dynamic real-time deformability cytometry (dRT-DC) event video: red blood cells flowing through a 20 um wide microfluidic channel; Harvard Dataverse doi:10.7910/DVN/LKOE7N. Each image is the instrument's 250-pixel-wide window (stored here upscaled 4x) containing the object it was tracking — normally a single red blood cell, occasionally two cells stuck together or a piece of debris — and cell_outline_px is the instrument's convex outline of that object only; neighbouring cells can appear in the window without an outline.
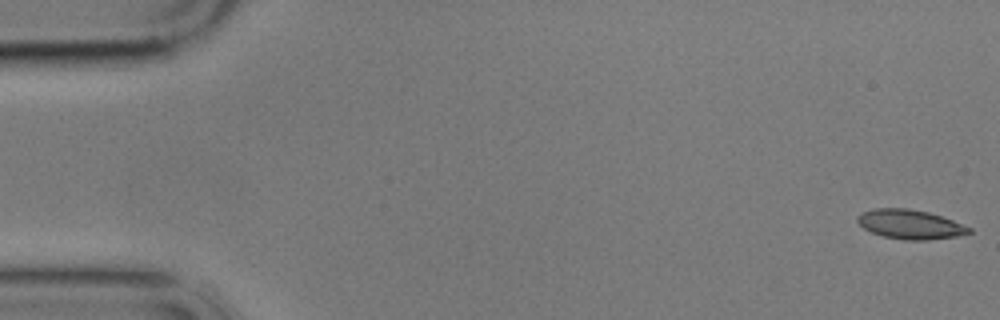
{"species": "common noctule bat (a hibernating species)", "species_latin": "Nyctalus noctula", "temperature_condition": "cold", "stored_images_in_passage": 30, "camera_frame_rate_fps": 3000, "um_per_image_px": 0.085, "animal": {"sex": "male", "body_mass_g": 17.9}, "frame": {"image": 1, "passage_image": 1, "time_ms": 0.0, "image_size_px": [1000, 320], "cell_outline_px": [[972, 232], [956, 236], [928, 240], [904, 240], [884, 236], [872, 232], [864, 228], [856, 220], [856, 216], [860, 212], [872, 208], [908, 208], [928, 212], [952, 220], [972, 228]], "centroid_in_image_um": [77.33, 19.06], "position_along_channel_um": 7.7, "area_um2": 19.07}}
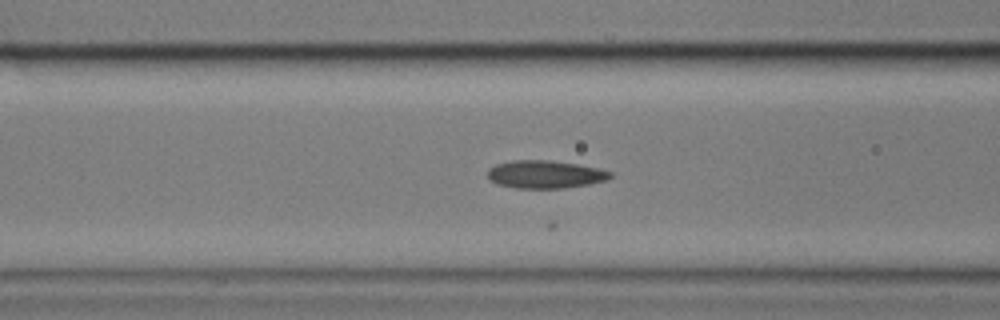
{"frame": {"image": 2, "passage_image": 22, "time_ms": 7.0, "image_size_px": [1000, 320], "cell_outline_px": [[612, 176], [608, 180], [588, 184], [564, 188], [516, 188], [496, 184], [488, 176], [488, 168], [496, 164], [512, 160], [548, 160], [576, 164], [600, 168], [612, 172]], "centroid_in_image_um": [46.35, 14.82], "position_along_channel_um": 120.3, "area_um2": 19.94}}